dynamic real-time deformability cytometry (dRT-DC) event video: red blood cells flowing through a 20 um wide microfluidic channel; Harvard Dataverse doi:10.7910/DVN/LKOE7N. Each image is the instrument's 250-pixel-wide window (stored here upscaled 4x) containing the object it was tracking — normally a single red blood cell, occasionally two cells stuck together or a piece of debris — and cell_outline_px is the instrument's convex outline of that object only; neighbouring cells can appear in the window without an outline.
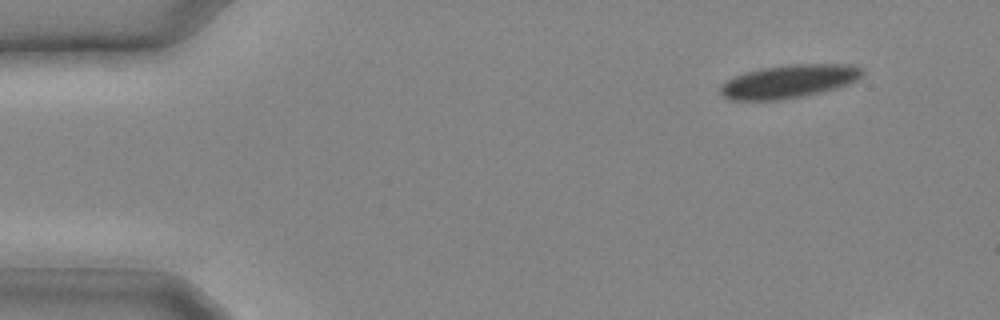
{"species": "common noctule bat (a hibernating species)", "species_latin": "Nyctalus noctula", "temperature_condition": "cold", "stored_images_in_passage": 6, "camera_frame_rate_fps": 3000, "um_per_image_px": 0.085, "animal": {"sex": "male", "body_mass_g": 20.4}, "frame": {"image": 1, "passage_image": 1, "time_ms": 0.0, "image_size_px": [1000, 320], "cell_outline_px": [[864, 72], [856, 80], [848, 84], [836, 88], [804, 96], [780, 100], [728, 100], [720, 92], [720, 84], [732, 76], [744, 72], [760, 68], [788, 64], [848, 64], [860, 68]], "centroid_in_image_um": [66.99, 6.91], "position_along_channel_um": 18.0, "area_um2": 27.69}}